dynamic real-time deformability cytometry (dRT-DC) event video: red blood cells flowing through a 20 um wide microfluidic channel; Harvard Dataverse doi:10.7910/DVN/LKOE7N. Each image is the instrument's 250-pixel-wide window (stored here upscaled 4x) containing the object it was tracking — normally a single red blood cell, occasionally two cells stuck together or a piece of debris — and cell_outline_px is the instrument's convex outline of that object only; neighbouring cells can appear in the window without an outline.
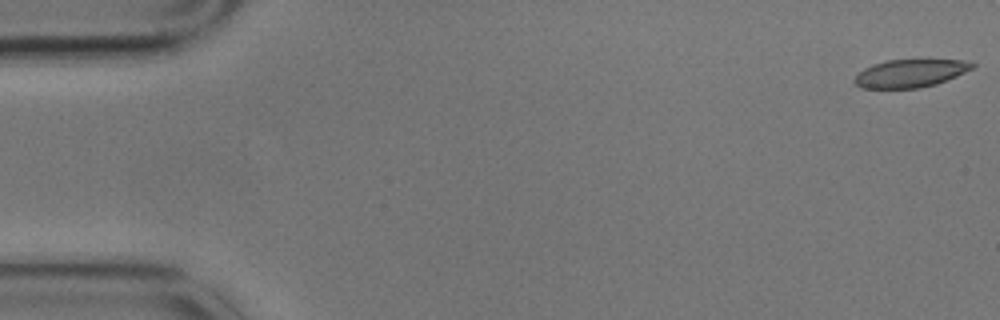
{"species": "common noctule bat (a hibernating species)", "species_latin": "Nyctalus noctula", "temperature_condition": "cold", "stored_images_in_passage": 2, "camera_frame_rate_fps": 3000, "um_per_image_px": 0.085, "animal": {"sex": "male", "body_mass_g": 17.9}, "frame": {"image": 1, "passage_image": 1, "time_ms": 0.0, "image_size_px": [1000, 320], "cell_outline_px": [[976, 64], [972, 68], [956, 76], [936, 84], [920, 88], [860, 88], [852, 80], [864, 68], [872, 64], [888, 60], [968, 60]], "centroid_in_image_um": [77.36, 6.23], "position_along_channel_um": 7.6, "area_um2": 19.07}}